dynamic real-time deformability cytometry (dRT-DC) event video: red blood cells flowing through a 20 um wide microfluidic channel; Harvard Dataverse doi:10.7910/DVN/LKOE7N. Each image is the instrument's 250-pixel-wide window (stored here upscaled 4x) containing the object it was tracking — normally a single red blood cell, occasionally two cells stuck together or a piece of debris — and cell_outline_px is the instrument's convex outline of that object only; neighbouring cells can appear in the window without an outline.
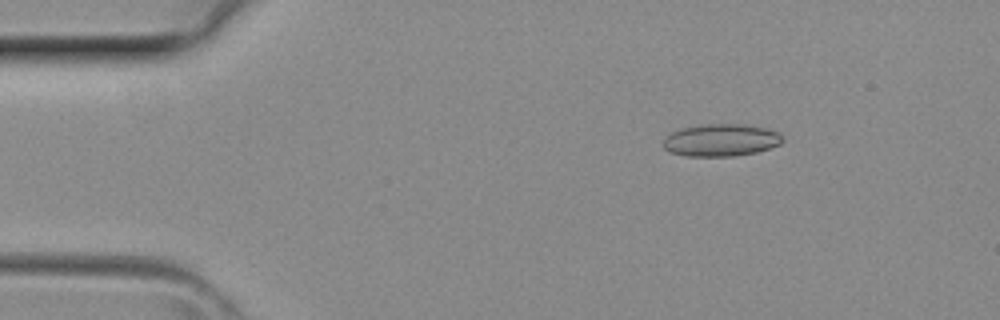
{"species": "common noctule bat (a hibernating species)", "species_latin": "Nyctalus noctula", "temperature_condition": "room temperature", "stored_images_in_passage": 3, "camera_frame_rate_fps": 3000, "um_per_image_px": 0.085, "animal": {"sex": "female", "body_mass_g": 29.2, "forearm_length_mm": 56.3}, "frame": {"image": 1, "passage_image": 1, "time_ms": 0.0, "image_size_px": [1000, 320], "cell_outline_px": [[784, 140], [780, 144], [756, 152], [736, 156], [684, 156], [672, 152], [664, 148], [664, 140], [672, 132], [680, 128], [700, 124], [744, 124], [768, 128], [780, 132], [784, 136]], "centroid_in_image_um": [61.33, 11.9], "position_along_channel_um": 23.7, "area_um2": 22.66}}
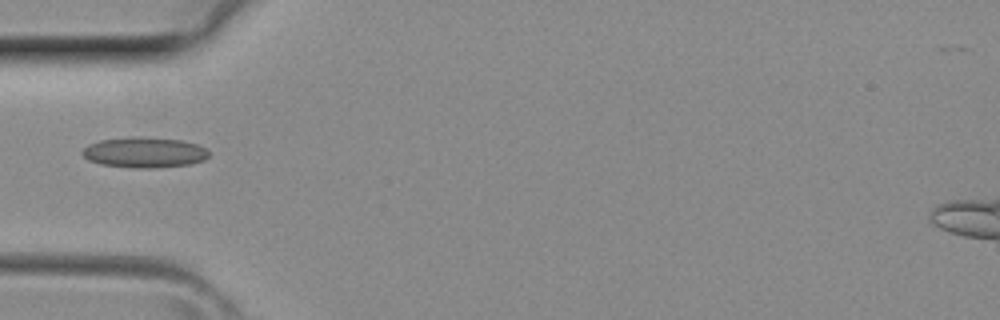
{"frame": {"image": 2, "passage_image": 3, "time_ms": 0.667, "image_size_px": [1000, 320], "cell_outline_px": [[208, 156], [204, 160], [188, 164], [156, 168], [136, 168], [100, 164], [88, 160], [80, 152], [88, 144], [100, 140], [132, 136], [136, 136], [180, 140], [196, 144], [208, 148]], "centroid_in_image_um": [12.25, 12.95], "position_along_channel_um": 72.7, "area_um2": 22.54}}